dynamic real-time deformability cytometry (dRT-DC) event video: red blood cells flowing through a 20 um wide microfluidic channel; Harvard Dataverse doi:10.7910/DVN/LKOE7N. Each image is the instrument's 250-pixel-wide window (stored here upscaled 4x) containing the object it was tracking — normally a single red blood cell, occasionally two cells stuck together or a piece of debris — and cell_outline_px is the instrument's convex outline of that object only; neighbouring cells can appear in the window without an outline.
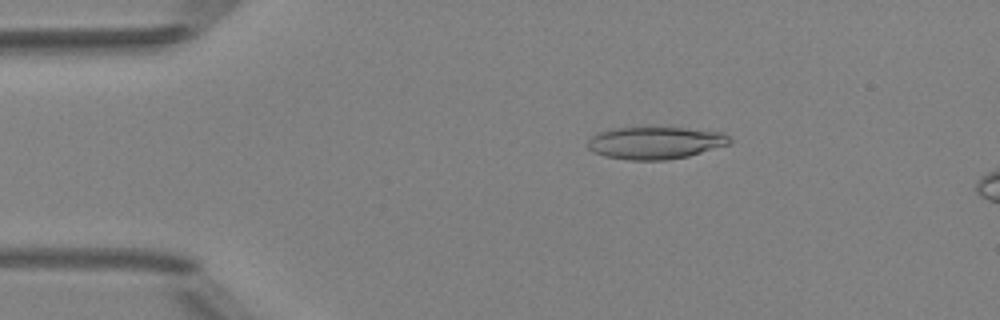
{"species": "Egyptian fruit bat (a non-hibernating species)", "species_latin": "Rousettus aegyptiacus", "temperature_condition": "room temperature", "stored_images_in_passage": 4, "camera_frame_rate_fps": 3000, "um_per_image_px": 0.085, "animal": {"sex": "female"}, "frame": {"image": 1, "passage_image": 2, "time_ms": 2.0, "image_size_px": [1000, 320], "cell_outline_px": [[732, 144], [688, 156], [664, 160], [632, 160], [604, 156], [592, 152], [588, 148], [588, 140], [596, 132], [608, 128], [684, 128], [724, 132], [732, 140]], "centroid_in_image_um": [55.7, 12.14], "position_along_channel_um": 29.3, "area_um2": 26.88}}